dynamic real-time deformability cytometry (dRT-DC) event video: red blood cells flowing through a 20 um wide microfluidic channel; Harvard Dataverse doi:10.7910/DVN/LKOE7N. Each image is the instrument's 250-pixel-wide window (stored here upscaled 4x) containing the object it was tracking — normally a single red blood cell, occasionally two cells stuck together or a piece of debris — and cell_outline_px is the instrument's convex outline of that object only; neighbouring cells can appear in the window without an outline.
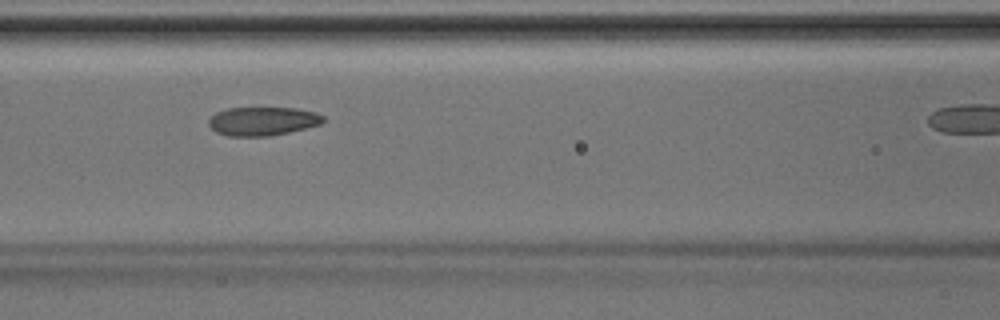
{"species": "Egyptian fruit bat (a non-hibernating species)", "species_latin": "Rousettus aegyptiacus", "temperature_condition": "room temperature", "stored_images_in_passage": 15, "camera_frame_rate_fps": 3000, "um_per_image_px": 0.085, "animal": {"sex": "male"}, "frame": {"image": 1, "passage_image": 9, "time_ms": 2.667, "image_size_px": [1000, 320], "cell_outline_px": [[324, 120], [320, 124], [288, 132], [268, 136], [228, 136], [216, 132], [208, 124], [208, 120], [216, 112], [228, 108], [296, 108], [316, 112], [324, 116]], "centroid_in_image_um": [22.31, 10.29], "position_along_channel_um": 144.3, "area_um2": 19.02}}
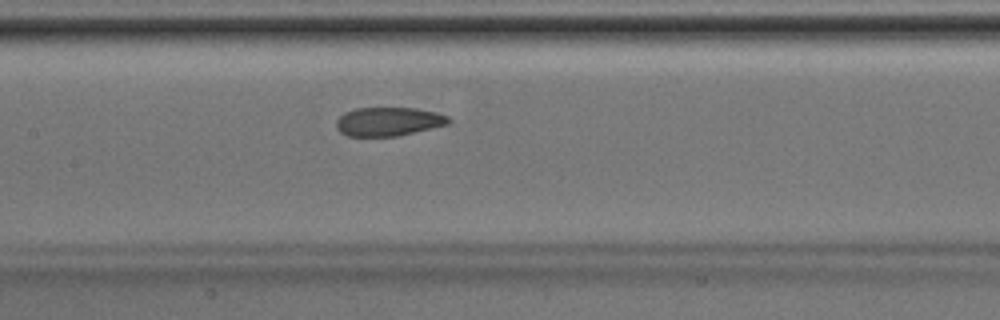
{"frame": {"image": 2, "passage_image": 11, "time_ms": 3.333, "image_size_px": [1000, 320], "cell_outline_px": [[448, 124], [432, 128], [396, 136], [348, 136], [340, 132], [336, 128], [336, 120], [344, 112], [356, 108], [416, 108], [436, 112], [448, 116]], "centroid_in_image_um": [32.98, 10.33], "position_along_channel_um": 174.4, "area_um2": 18.73}}